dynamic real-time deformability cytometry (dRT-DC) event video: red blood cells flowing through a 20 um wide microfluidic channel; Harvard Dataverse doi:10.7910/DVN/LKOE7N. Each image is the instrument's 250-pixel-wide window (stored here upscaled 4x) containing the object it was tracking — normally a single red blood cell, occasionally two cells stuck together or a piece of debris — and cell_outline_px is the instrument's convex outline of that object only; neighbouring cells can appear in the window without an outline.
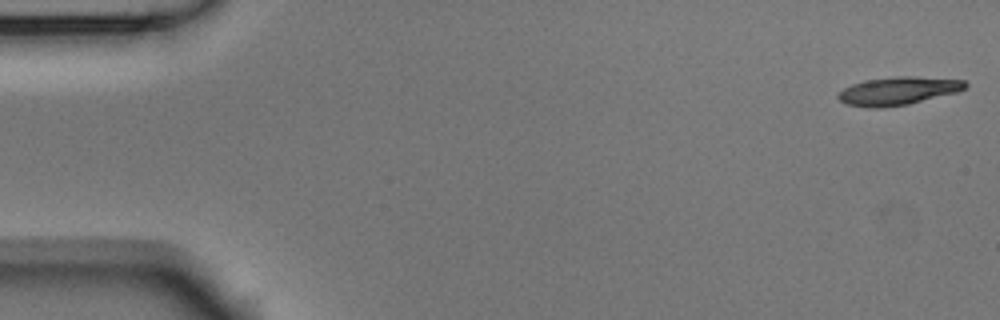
{"species": "Egyptian fruit bat (a non-hibernating species)", "species_latin": "Rousettus aegyptiacus", "temperature_condition": "room temperature", "stored_images_in_passage": 5, "camera_frame_rate_fps": 3000, "um_per_image_px": 0.085, "animal": {"sex": "male"}, "frame": {"image": 1, "passage_image": 1, "time_ms": 0.0, "image_size_px": [1000, 320], "cell_outline_px": [[968, 84], [964, 88], [956, 92], [908, 104], [880, 108], [868, 108], [848, 104], [840, 100], [836, 96], [844, 88], [852, 84], [864, 80], [896, 76], [916, 76], [964, 80]], "centroid_in_image_um": [76.32, 7.72], "position_along_channel_um": 8.7, "area_um2": 20.69}}